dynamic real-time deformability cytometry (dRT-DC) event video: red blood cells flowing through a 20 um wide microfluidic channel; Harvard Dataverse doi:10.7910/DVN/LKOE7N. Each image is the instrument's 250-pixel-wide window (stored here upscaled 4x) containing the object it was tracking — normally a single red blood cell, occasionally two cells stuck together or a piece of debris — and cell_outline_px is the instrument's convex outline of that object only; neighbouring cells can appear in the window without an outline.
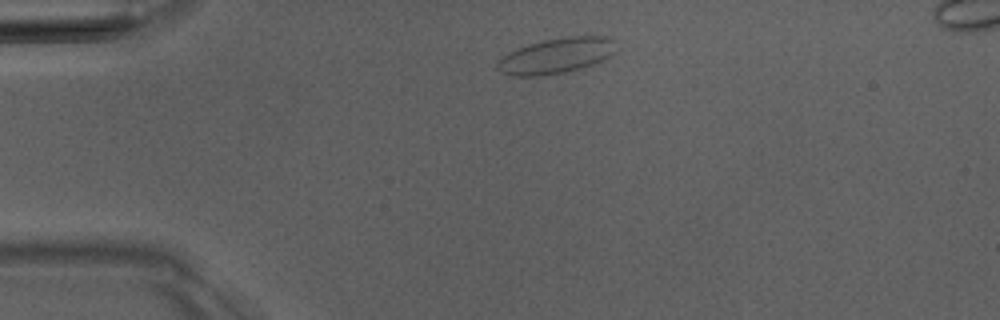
{"species": "Egyptian fruit bat (a non-hibernating species)", "species_latin": "Rousettus aegyptiacus", "temperature_condition": "room temperature", "stored_images_in_passage": 3, "camera_frame_rate_fps": 3000, "um_per_image_px": 0.085, "animal": {"sex": "male"}, "frame": {"image": 1, "passage_image": 1, "time_ms": 0.0, "image_size_px": [1000, 320], "cell_outline_px": [[612, 52], [608, 56], [592, 64], [580, 68], [564, 72], [540, 76], [512, 76], [500, 72], [496, 68], [496, 64], [508, 52], [528, 44], [544, 40], [568, 36], [604, 36], [612, 40]], "centroid_in_image_um": [47.18, 4.75], "position_along_channel_um": 37.8, "area_um2": 23.99}}